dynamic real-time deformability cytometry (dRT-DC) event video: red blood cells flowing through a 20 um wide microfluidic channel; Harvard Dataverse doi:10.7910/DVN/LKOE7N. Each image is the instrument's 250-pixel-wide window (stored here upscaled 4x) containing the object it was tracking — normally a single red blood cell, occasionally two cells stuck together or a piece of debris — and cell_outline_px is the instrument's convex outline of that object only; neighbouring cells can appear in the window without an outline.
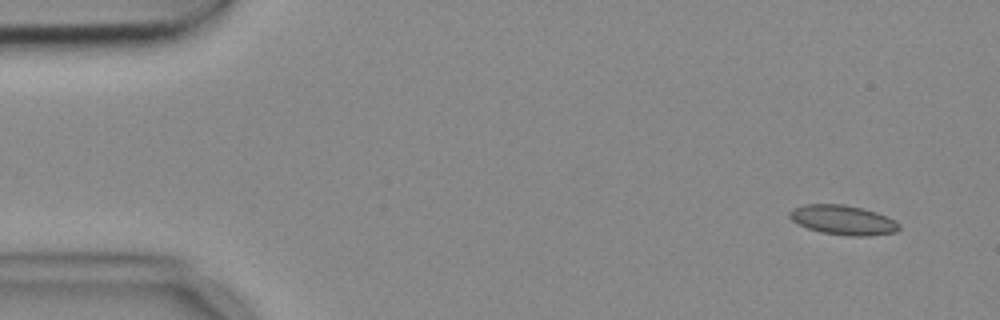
{"species": "common noctule bat (a hibernating species)", "species_latin": "Nyctalus noctula", "temperature_condition": "cold", "stored_images_in_passage": 6, "camera_frame_rate_fps": 3000, "um_per_image_px": 0.085, "animal": {"sex": "female", "body_mass_g": 18.4}, "frame": {"image": 1, "passage_image": 1, "time_ms": 0.0, "image_size_px": [1000, 320], "cell_outline_px": [[900, 228], [896, 232], [868, 236], [848, 236], [820, 232], [808, 228], [792, 220], [788, 216], [788, 212], [792, 208], [804, 204], [844, 204], [876, 212], [888, 216], [896, 220], [900, 224]], "centroid_in_image_um": [71.66, 18.7], "position_along_channel_um": 13.3, "area_um2": 19.02}}
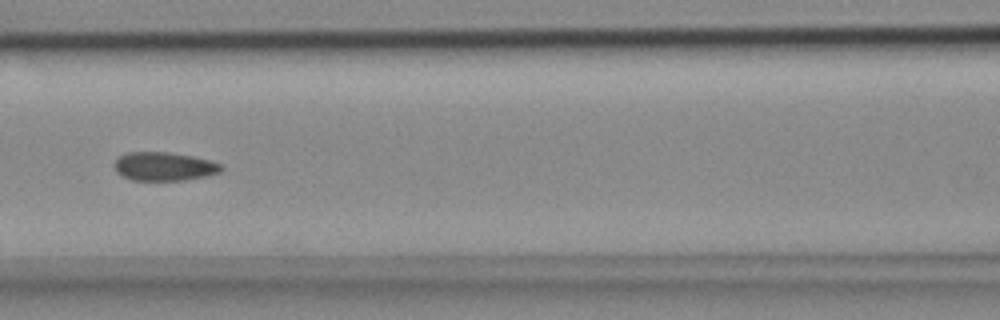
{"frame": {"image": 2, "passage_image": 5, "time_ms": 1.333, "image_size_px": [1000, 320], "cell_outline_px": [[224, 168], [220, 172], [204, 176], [184, 180], [132, 180], [116, 172], [112, 164], [120, 156], [128, 152], [168, 152], [192, 156], [224, 164]], "centroid_in_image_um": [13.95, 14.14], "position_along_channel_um": 152.7, "area_um2": 17.8}}
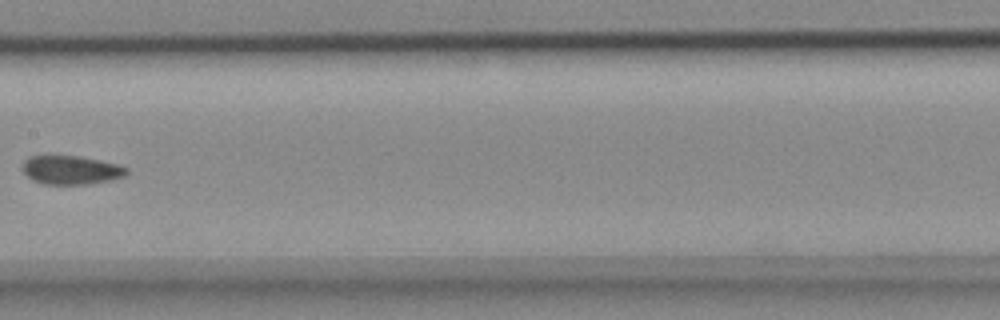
{"frame": {"image": 3, "passage_image": 6, "time_ms": 1.667, "image_size_px": [1000, 320], "cell_outline_px": [[128, 172], [124, 176], [112, 180], [88, 184], [44, 184], [32, 180], [24, 172], [24, 160], [28, 156], [48, 152], [52, 152], [80, 156], [100, 160], [116, 164], [128, 168]], "centroid_in_image_um": [5.99, 14.39], "position_along_channel_um": 201.4, "area_um2": 18.15}}